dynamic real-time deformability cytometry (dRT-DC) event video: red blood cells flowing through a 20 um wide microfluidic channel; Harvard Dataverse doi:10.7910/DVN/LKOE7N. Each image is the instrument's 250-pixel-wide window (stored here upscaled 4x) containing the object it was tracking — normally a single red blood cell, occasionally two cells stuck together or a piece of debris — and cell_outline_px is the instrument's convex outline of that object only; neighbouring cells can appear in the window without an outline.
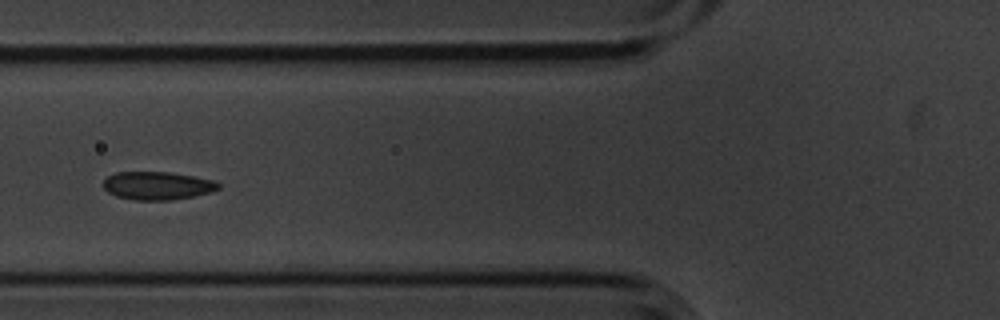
{"species": "common noctule bat (a hibernating species)", "species_latin": "Nyctalus noctula", "temperature_condition": "cold", "stored_images_in_passage": 9, "camera_frame_rate_fps": 3000, "um_per_image_px": 0.085, "animal": {"sex": "male", "body_mass_g": 20.1, "forearm_length_mm": 53.5}, "frame": {"image": 1, "passage_image": 7, "time_ms": 2.0, "image_size_px": [1000, 320], "cell_outline_px": [[220, 188], [212, 192], [172, 200], [132, 200], [116, 196], [108, 192], [104, 188], [104, 180], [108, 176], [116, 172], [168, 172], [196, 176], [216, 180], [220, 184]], "centroid_in_image_um": [13.41, 15.78], "position_along_channel_um": 112.4, "area_um2": 19.02}}
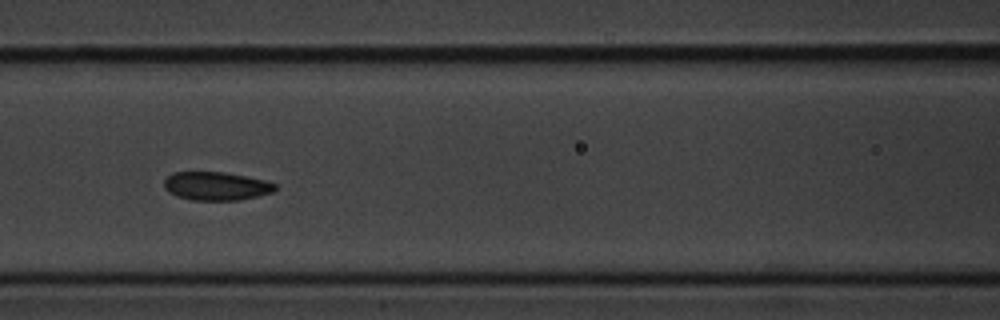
{"frame": {"image": 2, "passage_image": 8, "time_ms": 2.333, "image_size_px": [1000, 320], "cell_outline_px": [[276, 188], [272, 192], [240, 200], [192, 200], [176, 196], [168, 192], [164, 188], [164, 180], [172, 172], [224, 172], [264, 180], [276, 184]], "centroid_in_image_um": [18.33, 15.82], "position_along_channel_um": 148.3, "area_um2": 18.32}}
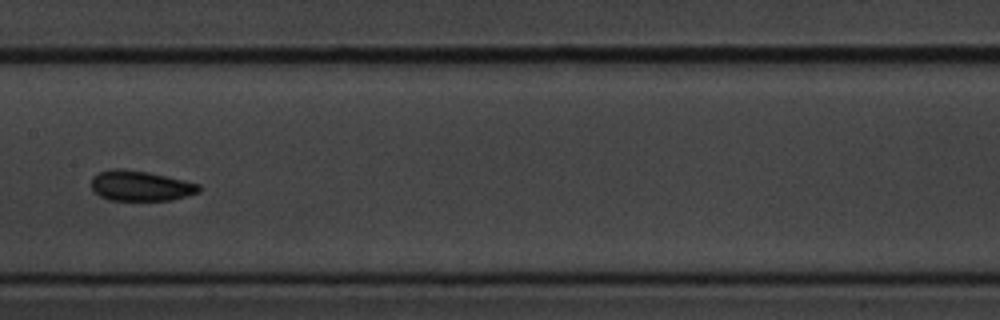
{"frame": {"image": 3, "passage_image": 9, "time_ms": 2.667, "image_size_px": [1000, 320], "cell_outline_px": [[200, 192], [172, 200], [108, 200], [100, 196], [92, 188], [92, 176], [100, 172], [112, 168], [124, 168], [148, 172], [184, 180], [200, 184]], "centroid_in_image_um": [11.95, 15.79], "position_along_channel_um": 195.5, "area_um2": 19.02}}